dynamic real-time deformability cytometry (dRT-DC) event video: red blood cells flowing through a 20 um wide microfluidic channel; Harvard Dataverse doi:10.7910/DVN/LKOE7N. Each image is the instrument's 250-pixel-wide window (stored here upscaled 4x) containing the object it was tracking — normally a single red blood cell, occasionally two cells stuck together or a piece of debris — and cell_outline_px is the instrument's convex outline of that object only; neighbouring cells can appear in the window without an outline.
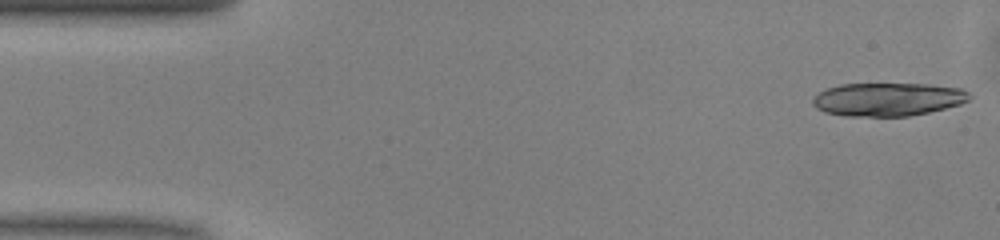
{"species": "common noctule bat (a hibernating species)", "species_latin": "Nyctalus noctula", "temperature_condition": "warm", "stored_images_in_passage": 42, "camera_frame_rate_fps": 3000, "um_per_image_px": 0.085, "animal": {"sex": "male", "body_mass_g": 13.0, "forearm_length_mm": 53.1}, "frame": {"image": 1, "passage_image": 1, "time_ms": 0.0, "image_size_px": [1000, 240], "cell_outline_px": [[972, 96], [968, 100], [960, 104], [928, 112], [908, 116], [844, 116], [824, 112], [816, 108], [812, 104], [812, 100], [820, 92], [828, 88], [840, 84], [928, 84], [964, 88]], "centroid_in_image_um": [75.48, 8.44], "position_along_channel_um": 9.5, "area_um2": 30.4}}
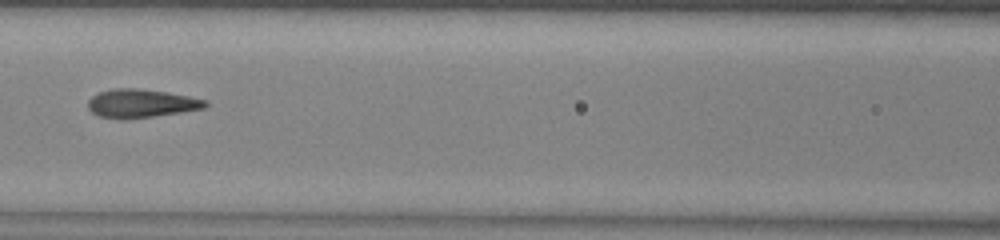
{"frame": {"image": 2, "passage_image": 21, "time_ms": 6.667, "image_size_px": [1000, 240], "cell_outline_px": [[208, 104], [204, 108], [180, 112], [124, 120], [100, 116], [92, 112], [88, 108], [88, 100], [92, 96], [100, 92], [112, 88], [136, 88], [164, 92], [188, 96], [208, 100]], "centroid_in_image_um": [11.97, 8.79], "position_along_channel_um": 154.6, "area_um2": 19.31}}
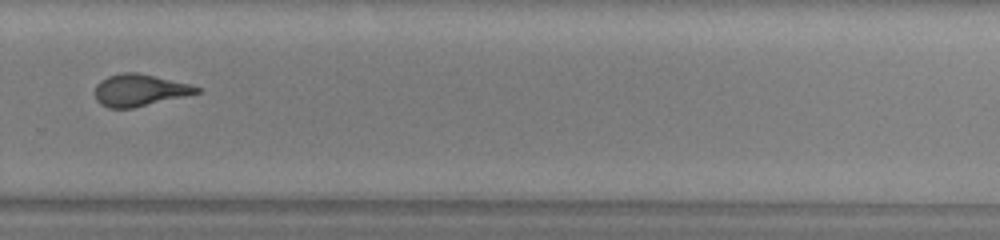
{"frame": {"image": 3, "passage_image": 33, "time_ms": 10.667, "image_size_px": [1000, 240], "cell_outline_px": [[200, 92], [132, 108], [108, 108], [100, 104], [96, 100], [96, 84], [100, 80], [108, 76], [124, 72], [136, 72], [188, 84], [200, 88]], "centroid_in_image_um": [11.8, 7.67], "position_along_channel_um": 318.0, "area_um2": 18.5}, "authors_computed_cell_mechanics": {"area_um2": 19.6231, "velocity_mm_per_s": 4.0867, "shape_relaxation_time_tau1_ms": 5.9234, "shape_relaxation_time_tau2_ms": 1.4699, "deformation_change_tau1": 0.2149, "deformation_change_tau2": 0.1121}}